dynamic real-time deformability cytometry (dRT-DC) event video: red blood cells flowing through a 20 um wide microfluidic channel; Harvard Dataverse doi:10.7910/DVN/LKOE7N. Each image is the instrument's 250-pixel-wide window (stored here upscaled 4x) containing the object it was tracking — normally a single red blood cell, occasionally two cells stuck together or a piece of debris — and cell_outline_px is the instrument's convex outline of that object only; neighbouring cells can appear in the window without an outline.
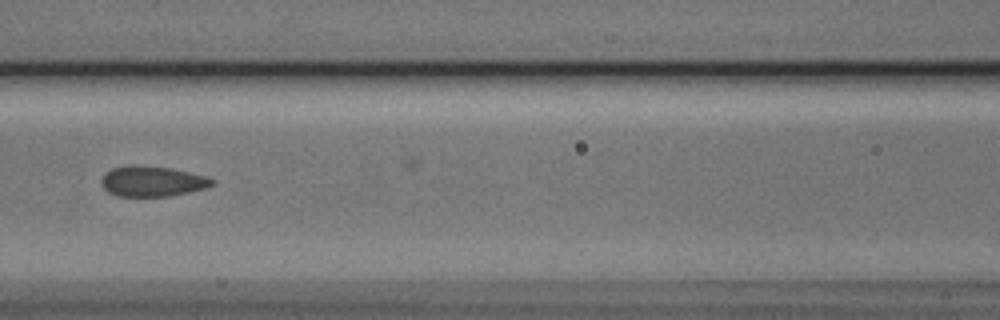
{"species": "Egyptian fruit bat (a non-hibernating species)", "species_latin": "Rousettus aegyptiacus", "temperature_condition": "cold", "stored_images_in_passage": 10, "camera_frame_rate_fps": 3000, "um_per_image_px": 0.085, "animal": {"sex": "male"}, "frame": {"image": 1, "passage_image": 7, "time_ms": 2.0, "image_size_px": [1000, 320], "cell_outline_px": [[216, 184], [204, 188], [188, 192], [168, 196], [120, 196], [108, 192], [100, 184], [100, 180], [104, 172], [112, 168], [128, 164], [132, 164], [172, 168], [208, 176], [216, 180]], "centroid_in_image_um": [12.93, 15.39], "position_along_channel_um": 153.7, "area_um2": 19.94}}
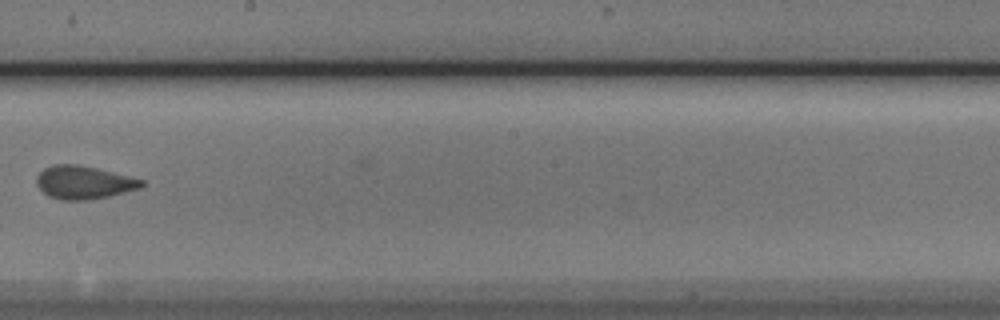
{"frame": {"image": 2, "passage_image": 9, "time_ms": 2.667, "image_size_px": [1000, 320], "cell_outline_px": [[144, 184], [140, 188], [108, 196], [88, 200], [60, 200], [48, 196], [36, 184], [36, 176], [44, 168], [56, 164], [76, 164], [96, 168], [144, 180]], "centroid_in_image_um": [7.09, 15.51], "position_along_channel_um": 241.1, "area_um2": 20.11}}
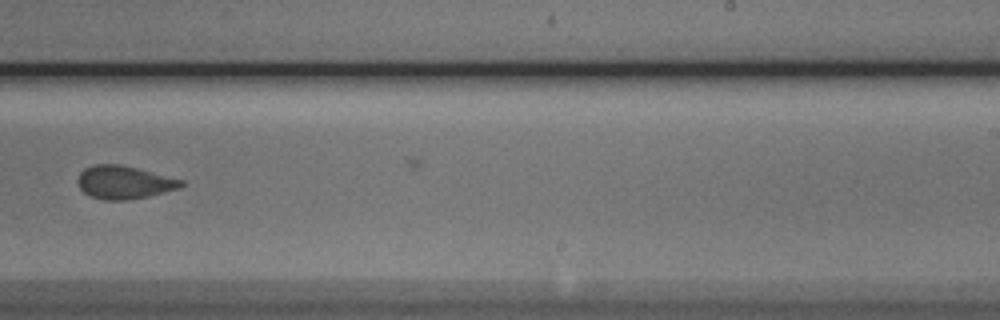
{"frame": {"image": 3, "passage_image": 10, "time_ms": 3.0, "image_size_px": [1000, 320], "cell_outline_px": [[184, 184], [180, 188], [148, 196], [128, 200], [100, 200], [84, 192], [80, 188], [76, 180], [80, 172], [84, 168], [96, 164], [120, 164], [184, 180]], "centroid_in_image_um": [10.53, 15.5], "position_along_channel_um": 278.5, "area_um2": 19.94}}